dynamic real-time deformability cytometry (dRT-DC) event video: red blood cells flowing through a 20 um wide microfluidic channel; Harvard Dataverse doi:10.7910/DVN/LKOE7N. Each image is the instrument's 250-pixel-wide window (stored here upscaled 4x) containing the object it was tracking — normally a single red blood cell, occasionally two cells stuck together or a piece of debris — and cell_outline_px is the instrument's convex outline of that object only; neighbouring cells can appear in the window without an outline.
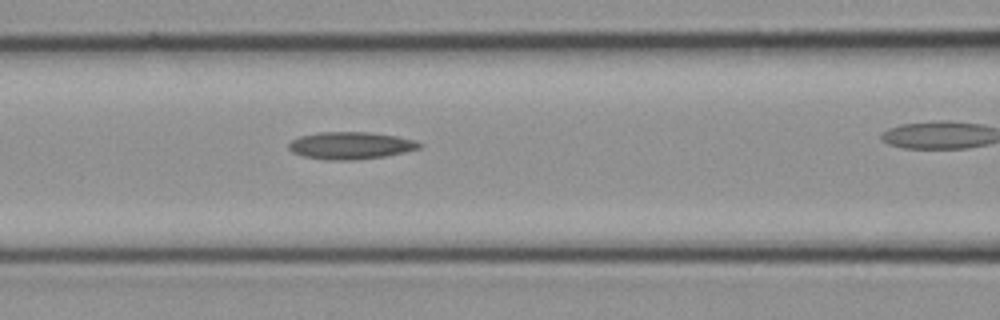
{"species": "common noctule bat (a hibernating species)", "species_latin": "Nyctalus noctula", "temperature_condition": "cold", "stored_images_in_passage": 11, "segment_of_instrument_passage": [1, 2], "camera_frame_rate_fps": 3000, "um_per_image_px": 0.085, "animal": {"sex": "female", "body_mass_g": 21.9}, "frame": {"image": 1, "passage_image": 10, "time_ms": 3.0, "image_size_px": [1000, 320], "cell_outline_px": [[424, 144], [420, 148], [404, 152], [384, 156], [356, 160], [324, 160], [304, 156], [292, 152], [288, 148], [288, 144], [292, 140], [300, 136], [320, 132], [368, 132], [396, 136], [416, 140]], "centroid_in_image_um": [29.81, 12.37], "position_along_channel_um": 136.8, "area_um2": 20.81}}